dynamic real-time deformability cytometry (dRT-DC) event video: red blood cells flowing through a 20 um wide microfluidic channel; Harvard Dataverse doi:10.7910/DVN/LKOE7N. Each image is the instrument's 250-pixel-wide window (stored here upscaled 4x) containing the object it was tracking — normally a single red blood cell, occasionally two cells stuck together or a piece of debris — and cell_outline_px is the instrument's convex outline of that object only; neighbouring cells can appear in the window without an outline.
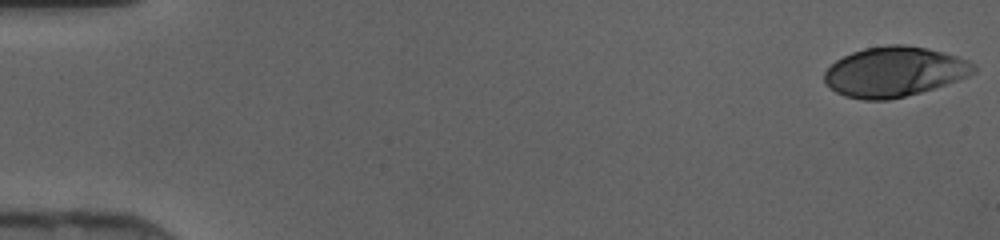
{"species": "human", "species_latin": "Homo sapiens", "temperature_condition": "cold", "stored_images_in_passage": 8, "camera_frame_rate_fps": 3000, "um_per_image_px": 0.085, "donor": {"sex": "female"}, "frame": {"image": 1, "passage_image": 1, "time_ms": 0.0, "image_size_px": [1000, 240], "cell_outline_px": [[976, 72], [968, 76], [920, 92], [888, 100], [864, 100], [844, 96], [836, 92], [824, 80], [824, 72], [836, 60], [852, 52], [864, 48], [888, 44], [904, 44], [928, 48], [944, 52], [968, 60], [976, 68]], "centroid_in_image_um": [76.0, 6.09], "position_along_channel_um": 9.0, "area_um2": 43.23}}